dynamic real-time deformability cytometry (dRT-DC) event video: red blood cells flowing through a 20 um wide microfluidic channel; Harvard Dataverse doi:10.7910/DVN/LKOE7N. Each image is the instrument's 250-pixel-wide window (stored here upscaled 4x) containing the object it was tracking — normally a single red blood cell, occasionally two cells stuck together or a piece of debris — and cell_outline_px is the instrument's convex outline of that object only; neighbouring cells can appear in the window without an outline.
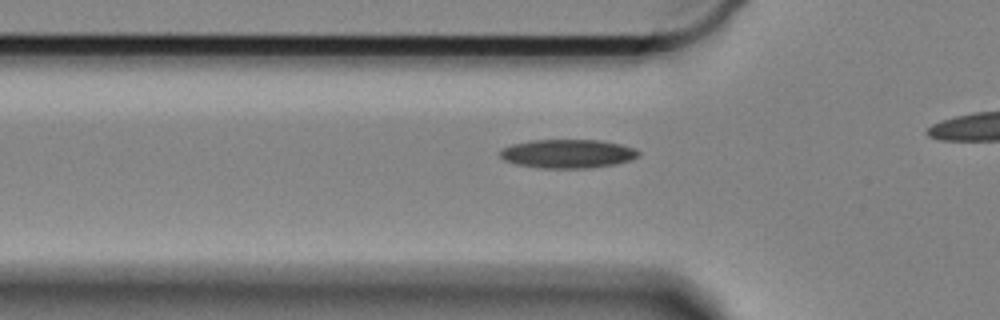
{"species": "Egyptian fruit bat (a non-hibernating species)", "species_latin": "Rousettus aegyptiacus", "temperature_condition": "cold", "stored_images_in_passage": 36, "camera_frame_rate_fps": 3000, "um_per_image_px": 0.085, "animal": {"sex": "female"}, "frame": {"image": 1, "passage_image": 7, "time_ms": 2.0, "image_size_px": [1000, 320], "cell_outline_px": [[640, 156], [628, 160], [612, 164], [584, 168], [540, 168], [516, 164], [504, 160], [500, 156], [500, 148], [512, 144], [532, 140], [600, 140], [620, 144], [636, 148], [640, 152]], "centroid_in_image_um": [48.22, 13.05], "position_along_channel_um": 77.6, "area_um2": 23.12}}
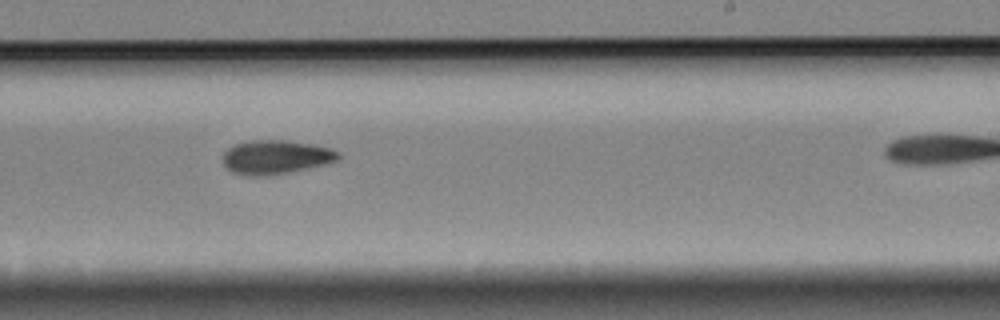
{"frame": {"image": 2, "passage_image": 24, "time_ms": 7.667, "image_size_px": [1000, 320], "cell_outline_px": [[340, 160], [308, 168], [288, 172], [264, 176], [244, 176], [232, 172], [224, 164], [224, 152], [228, 148], [236, 144], [252, 140], [284, 140], [312, 144], [332, 148], [340, 152]], "centroid_in_image_um": [23.47, 13.35], "position_along_channel_um": 265.5, "area_um2": 22.83}}
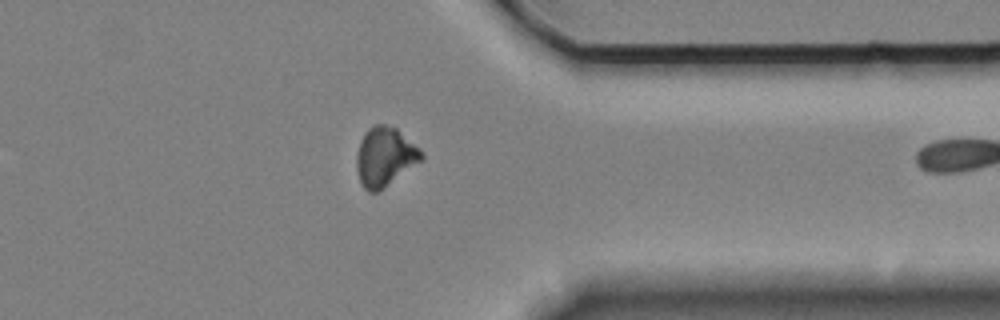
{"frame": {"image": 3, "passage_image": 35, "time_ms": 11.333, "image_size_px": [1000, 320], "cell_outline_px": [[424, 160], [376, 192], [368, 192], [364, 188], [360, 180], [356, 168], [356, 156], [360, 140], [364, 132], [368, 128], [376, 124], [384, 124], [396, 128], [424, 156]], "centroid_in_image_um": [32.67, 13.32], "position_along_channel_um": 378.7, "area_um2": 21.91}}